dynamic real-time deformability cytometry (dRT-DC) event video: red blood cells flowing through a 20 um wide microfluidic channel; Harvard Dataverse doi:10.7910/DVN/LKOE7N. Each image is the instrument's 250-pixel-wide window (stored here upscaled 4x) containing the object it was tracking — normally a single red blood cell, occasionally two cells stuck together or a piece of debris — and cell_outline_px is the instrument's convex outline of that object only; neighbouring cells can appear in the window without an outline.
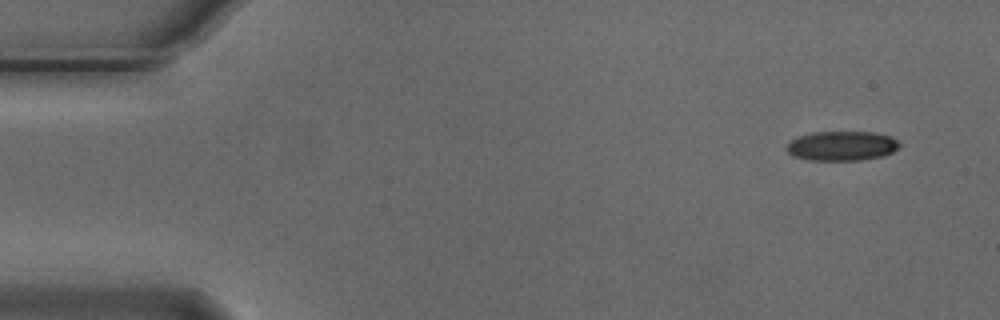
{"species": "Egyptian fruit bat (a non-hibernating species)", "species_latin": "Rousettus aegyptiacus", "temperature_condition": "cold", "stored_images_in_passage": 5, "camera_frame_rate_fps": 3000, "um_per_image_px": 0.085, "animal": {"sex": "male"}, "frame": {"image": 1, "passage_image": 1, "time_ms": 0.0, "image_size_px": [1000, 320], "cell_outline_px": [[900, 144], [892, 152], [880, 156], [860, 160], [808, 160], [792, 156], [784, 148], [796, 136], [812, 132], [872, 132], [892, 136]], "centroid_in_image_um": [71.5, 12.39], "position_along_channel_um": 13.5, "area_um2": 19.42}}
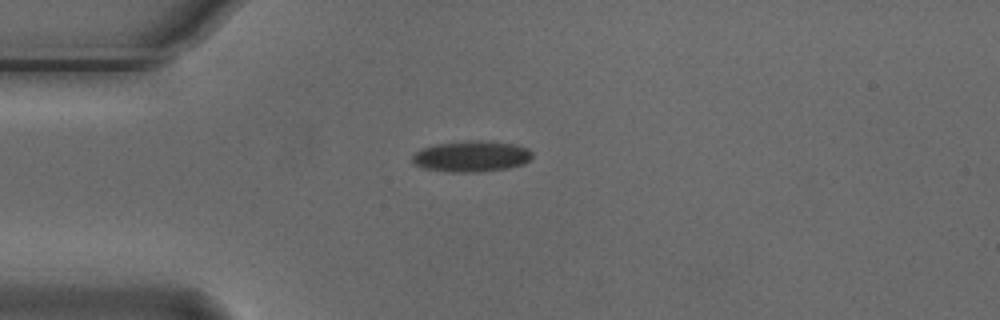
{"frame": {"image": 2, "passage_image": 4, "time_ms": 1.0, "image_size_px": [1000, 320], "cell_outline_px": [[532, 156], [524, 164], [508, 168], [480, 172], [448, 172], [424, 168], [412, 164], [412, 156], [416, 152], [424, 148], [436, 144], [468, 140], [476, 140], [516, 144], [528, 148], [532, 152]], "centroid_in_image_um": [40.07, 13.29], "position_along_channel_um": 44.9, "area_um2": 21.73}}
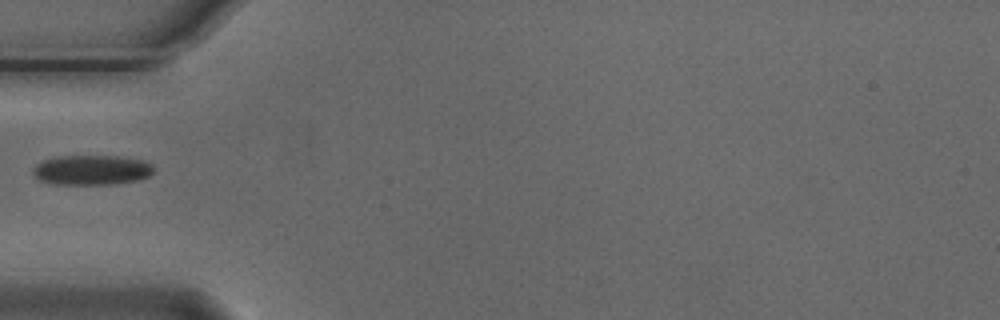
{"frame": {"image": 3, "passage_image": 5, "time_ms": 1.333, "image_size_px": [1000, 320], "cell_outline_px": [[152, 172], [148, 176], [136, 180], [116, 184], [52, 184], [40, 180], [32, 172], [32, 168], [36, 164], [44, 160], [56, 156], [116, 156], [144, 160], [152, 164]], "centroid_in_image_um": [7.76, 14.45], "position_along_channel_um": 77.2, "area_um2": 20.98}}